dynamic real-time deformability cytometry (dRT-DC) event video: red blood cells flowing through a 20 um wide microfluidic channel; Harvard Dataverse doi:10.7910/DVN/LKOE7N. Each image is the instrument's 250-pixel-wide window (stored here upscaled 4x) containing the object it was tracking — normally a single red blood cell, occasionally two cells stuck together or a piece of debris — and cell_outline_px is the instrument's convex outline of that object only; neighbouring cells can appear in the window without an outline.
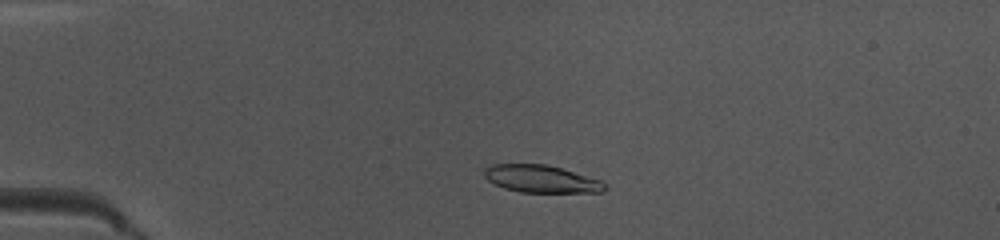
{"species": "common noctule bat (a hibernating species)", "species_latin": "Nyctalus noctula", "temperature_condition": "warm", "stored_images_in_passage": 50, "camera_frame_rate_fps": 3000, "um_per_image_px": 0.085, "animal": {"sex": "female", "body_mass_g": 10.0, "forearm_length_mm": 53.1}, "frame": {"image": 1, "passage_image": 12, "time_ms": 3.667, "image_size_px": [1000, 240], "cell_outline_px": [[608, 188], [600, 192], [520, 192], [504, 188], [488, 180], [484, 176], [484, 168], [492, 164], [548, 164], [600, 180], [608, 184]], "centroid_in_image_um": [46.01, 15.2], "position_along_channel_um": 39.0, "area_um2": 19.25}}
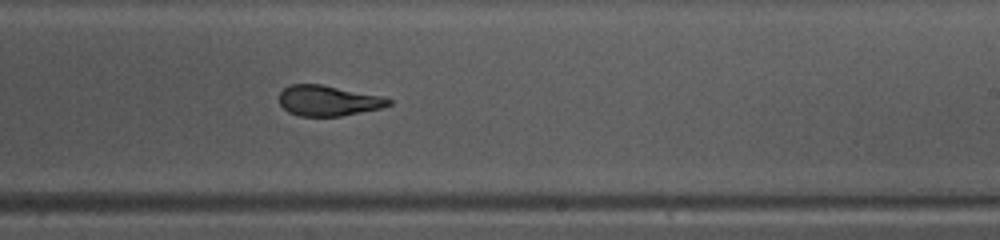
{"frame": {"image": 2, "passage_image": 31, "time_ms": 10.0, "image_size_px": [1000, 240], "cell_outline_px": [[392, 104], [380, 108], [340, 116], [300, 116], [288, 112], [280, 104], [280, 92], [284, 88], [292, 84], [320, 84], [384, 96], [392, 100]], "centroid_in_image_um": [27.91, 8.55], "position_along_channel_um": 261.1, "area_um2": 19.36}}
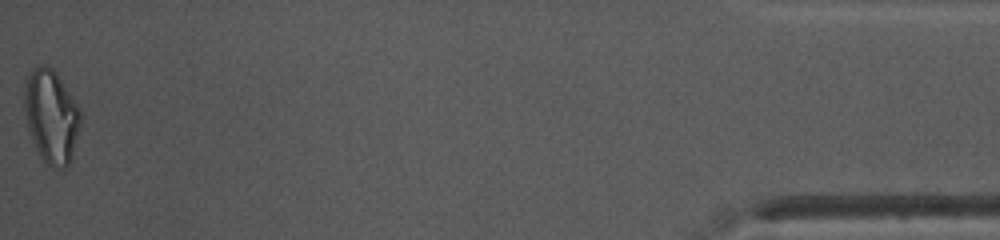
{"frame": {"image": 3, "passage_image": 50, "time_ms": 16.333, "image_size_px": [1000, 240], "cell_outline_px": [[84, 116], [68, 164], [64, 168], [48, 164], [40, 156], [28, 132], [24, 108], [24, 88], [28, 76], [32, 68], [40, 64], [44, 64], [52, 68], [56, 72], [80, 108]], "centroid_in_image_um": [4.36, 9.83], "position_along_channel_um": 430.8, "area_um2": 30.58}, "authors_computed_cell_mechanics": {"area_um2": 20.519, "velocity_mm_per_s": 4.0371, "shape_relaxation_time_tau1_ms": 4.4713, "shape_relaxation_time_tau2_ms": 1.165, "deformation_change_tau1": 0.1763, "deformation_change_tau2": 0.0966}}